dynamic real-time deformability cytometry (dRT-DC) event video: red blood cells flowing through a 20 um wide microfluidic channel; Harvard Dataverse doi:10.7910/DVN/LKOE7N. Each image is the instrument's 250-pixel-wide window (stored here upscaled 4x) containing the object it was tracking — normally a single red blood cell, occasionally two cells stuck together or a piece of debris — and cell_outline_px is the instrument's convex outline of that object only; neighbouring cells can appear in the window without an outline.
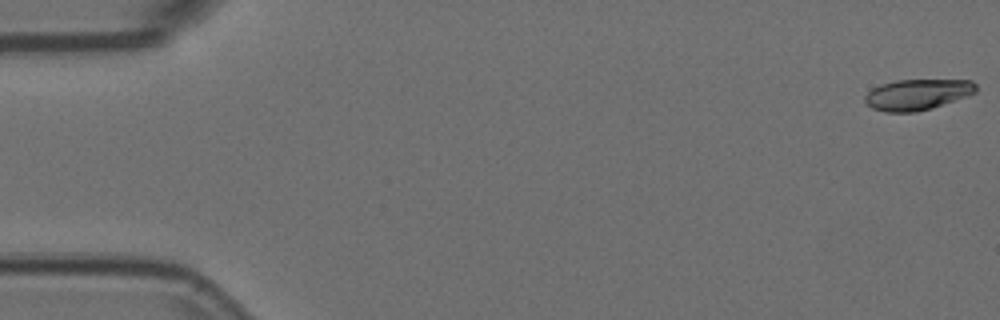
{"species": "Egyptian fruit bat (a non-hibernating species)", "species_latin": "Rousettus aegyptiacus", "temperature_condition": "room temperature", "stored_images_in_passage": 55, "camera_frame_rate_fps": 3000, "um_per_image_px": 0.085, "animal": {"sex": "female"}, "frame": {"image": 1, "passage_image": 1, "time_ms": 0.0, "image_size_px": [1000, 320], "cell_outline_px": [[976, 92], [968, 96], [932, 108], [916, 112], [884, 112], [872, 108], [864, 100], [864, 96], [872, 88], [880, 84], [896, 80], [972, 80], [976, 84]], "centroid_in_image_um": [77.97, 8.03], "position_along_channel_um": 7.0, "area_um2": 20.06}}
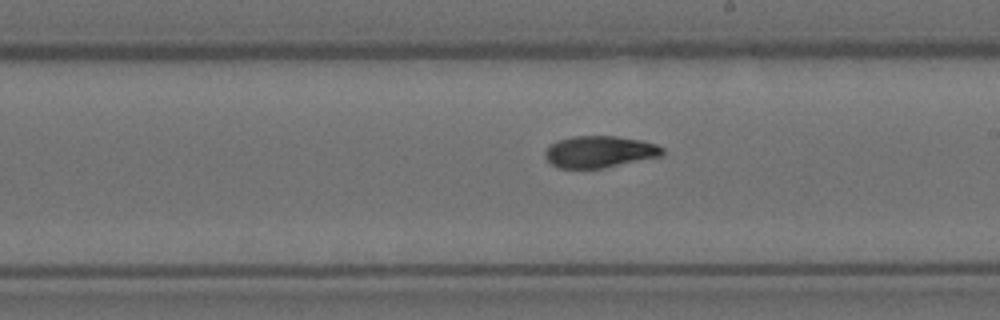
{"frame": {"image": 2, "passage_image": 31, "time_ms": 10.0, "image_size_px": [1000, 320], "cell_outline_px": [[664, 152], [660, 156], [604, 168], [560, 168], [552, 164], [544, 156], [544, 152], [552, 144], [560, 140], [572, 136], [616, 136], [640, 140], [656, 144], [664, 148]], "centroid_in_image_um": [50.97, 12.9], "position_along_channel_um": 238.0, "area_um2": 21.5}}
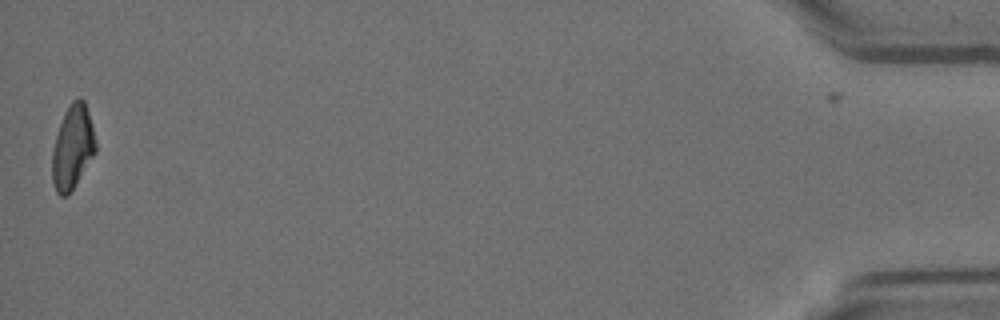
{"frame": {"image": 3, "passage_image": 54, "time_ms": 17.667, "image_size_px": [1000, 320], "cell_outline_px": [[96, 152], [68, 196], [60, 196], [56, 192], [52, 180], [52, 152], [56, 136], [64, 112], [72, 100], [80, 96], [84, 100], [92, 124], [96, 140]], "centroid_in_image_um": [6.17, 12.51], "position_along_channel_um": 429.0, "area_um2": 21.27}, "authors_computed_cell_mechanics": {"area_um2": 21.4438, "velocity_mm_per_s": 3.7621, "shape_relaxation_time_tau1_ms": 5.3208, "shape_relaxation_time_tau2_ms": 6.5473, "deformation_change_tau1": 0.1681, "deformation_change_tau2": 0.1281}}